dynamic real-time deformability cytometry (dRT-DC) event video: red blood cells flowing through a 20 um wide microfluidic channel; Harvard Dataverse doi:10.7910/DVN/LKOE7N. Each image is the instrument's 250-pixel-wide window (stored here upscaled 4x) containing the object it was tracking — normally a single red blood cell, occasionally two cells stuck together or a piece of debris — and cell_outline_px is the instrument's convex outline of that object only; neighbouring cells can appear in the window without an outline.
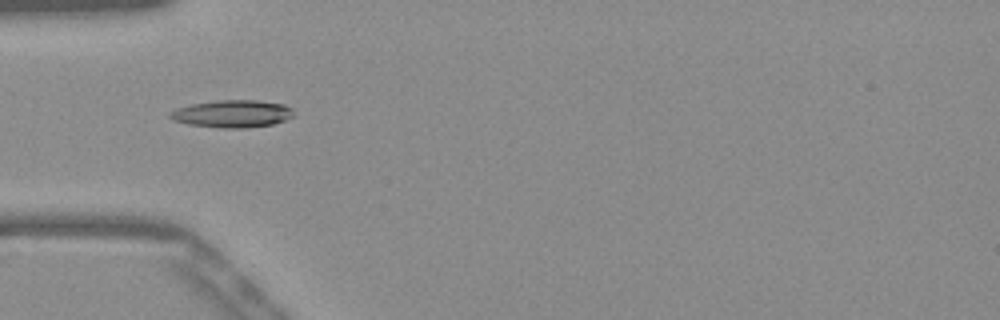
{"species": "Egyptian fruit bat (a non-hibernating species)", "species_latin": "Rousettus aegyptiacus", "temperature_condition": "warm", "stored_images_in_passage": 53, "camera_frame_rate_fps": 3000, "um_per_image_px": 0.085, "frame": {"image": 1, "passage_image": 17, "time_ms": 5.333, "image_size_px": [1000, 320], "cell_outline_px": [[292, 116], [284, 120], [272, 124], [244, 128], [224, 128], [188, 124], [172, 120], [168, 116], [168, 112], [176, 108], [192, 104], [216, 100], [256, 100], [284, 104], [292, 108]], "centroid_in_image_um": [19.7, 9.66], "position_along_channel_um": 65.3, "area_um2": 19.71}}
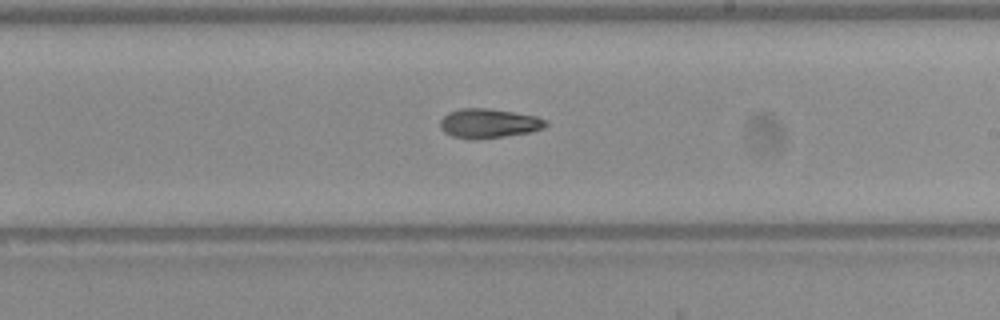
{"frame": {"image": 2, "passage_image": 31, "time_ms": 10.0, "image_size_px": [1000, 320], "cell_outline_px": [[548, 124], [544, 128], [532, 132], [476, 140], [472, 140], [452, 136], [444, 132], [440, 128], [440, 120], [448, 112], [460, 108], [488, 108], [536, 116], [548, 120]], "centroid_in_image_um": [41.54, 10.49], "position_along_channel_um": 247.5, "area_um2": 18.26}}
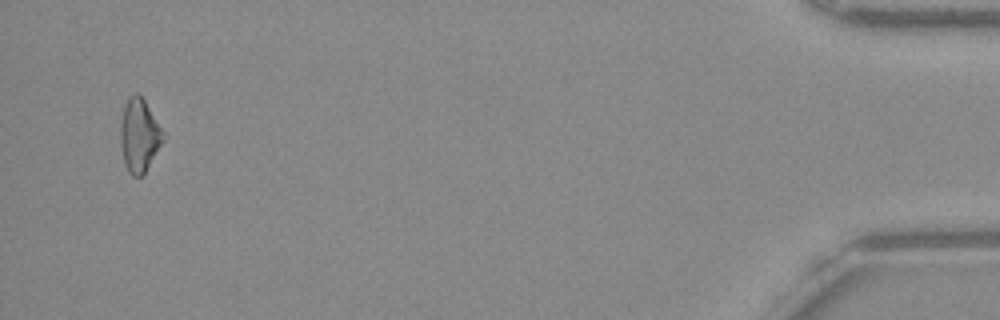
{"frame": {"image": 3, "passage_image": 51, "time_ms": 16.667, "image_size_px": [1000, 320], "cell_outline_px": [[164, 140], [144, 176], [132, 176], [128, 172], [124, 164], [120, 140], [120, 124], [124, 104], [128, 96], [136, 92], [144, 100], [164, 132]], "centroid_in_image_um": [11.83, 11.53], "position_along_channel_um": 423.4, "area_um2": 18.44}, "authors_computed_cell_mechanics": {"area_um2": 17.8602, "velocity_mm_per_s": 3.8958, "shape_relaxation_time_tau1_ms": 8.5372, "shape_relaxation_time_tau2_ms": 6.1157, "deformation_change_tau1": 0.1871, "deformation_change_tau2": 0.1371}}